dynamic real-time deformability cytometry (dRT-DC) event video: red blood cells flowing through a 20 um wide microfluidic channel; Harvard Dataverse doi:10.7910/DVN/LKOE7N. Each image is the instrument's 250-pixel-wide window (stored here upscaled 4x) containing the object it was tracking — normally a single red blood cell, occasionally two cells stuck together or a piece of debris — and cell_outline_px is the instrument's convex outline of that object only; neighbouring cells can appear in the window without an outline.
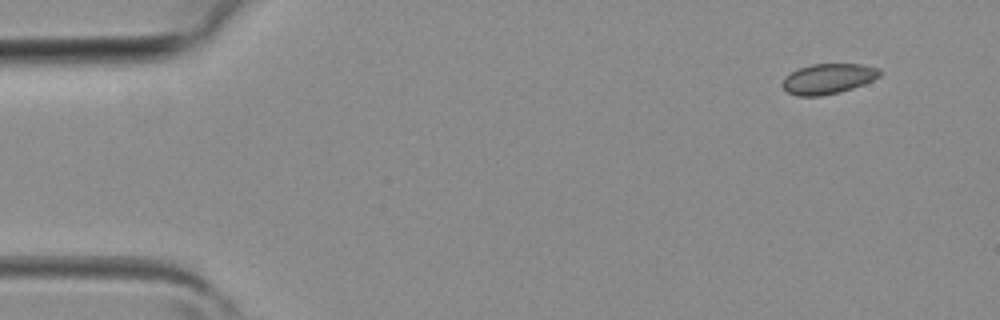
{"species": "common noctule bat (a hibernating species)", "species_latin": "Nyctalus noctula", "temperature_condition": "room temperature", "stored_images_in_passage": 2, "camera_frame_rate_fps": 3000, "um_per_image_px": 0.085, "animal": {"sex": "female", "body_mass_g": 19.3, "forearm_length_mm": 54.1}, "frame": {"image": 1, "passage_image": 1, "time_ms": 0.0, "image_size_px": [1000, 320], "cell_outline_px": [[880, 76], [864, 84], [840, 92], [820, 96], [796, 96], [788, 92], [784, 88], [784, 76], [800, 68], [812, 64], [860, 64], [880, 68]], "centroid_in_image_um": [70.41, 6.69], "position_along_channel_um": 14.6, "area_um2": 16.99}}